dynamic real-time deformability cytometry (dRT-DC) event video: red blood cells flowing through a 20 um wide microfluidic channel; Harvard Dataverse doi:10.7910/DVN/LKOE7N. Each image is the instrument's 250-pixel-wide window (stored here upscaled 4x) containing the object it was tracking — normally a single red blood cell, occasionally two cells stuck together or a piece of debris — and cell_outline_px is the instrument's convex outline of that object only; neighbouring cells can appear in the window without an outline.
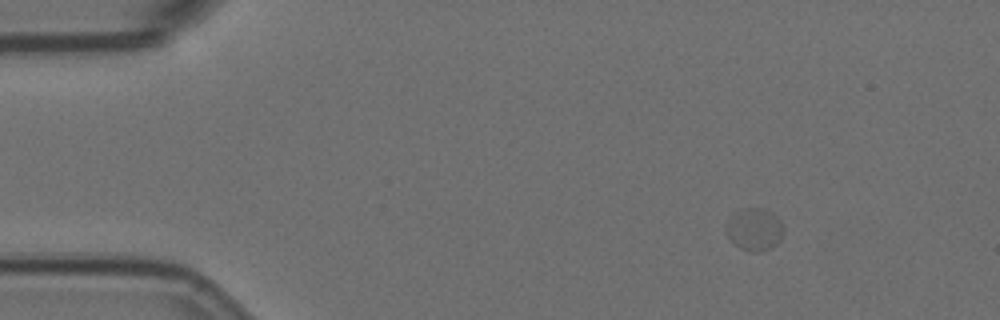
{"species": "Egyptian fruit bat (a non-hibernating species)", "species_latin": "Rousettus aegyptiacus", "temperature_condition": "room temperature", "stored_images_in_passage": 4, "camera_frame_rate_fps": 3000, "um_per_image_px": 0.085, "animal": {"sex": "female"}, "frame": {"image": 1, "passage_image": 1, "time_ms": 0.0, "image_size_px": [1000, 320], "cell_outline_px": [[784, 232], [780, 240], [772, 248], [760, 252], [752, 252], [740, 248], [732, 244], [724, 232], [724, 224], [728, 216], [732, 212], [740, 208], [764, 208], [772, 212], [780, 220], [784, 228]], "centroid_in_image_um": [64.06, 19.48], "position_along_channel_um": 20.9, "area_um2": 14.97}}
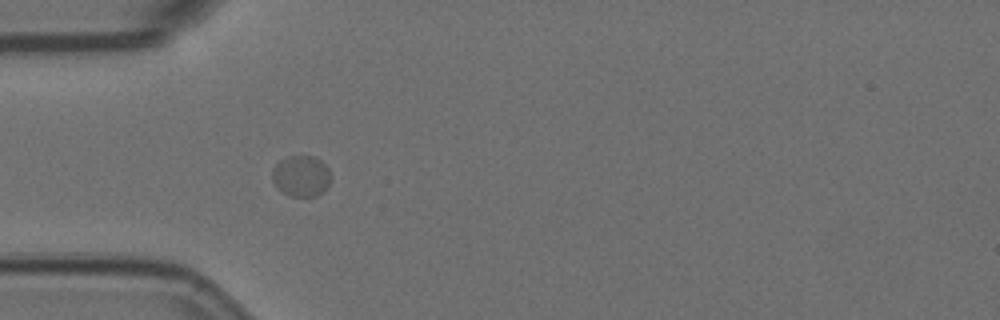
{"frame": {"image": 2, "passage_image": 4, "time_ms": 1.0, "image_size_px": [1000, 320], "cell_outline_px": [[332, 176], [328, 188], [324, 192], [316, 196], [292, 196], [284, 192], [272, 180], [272, 168], [280, 160], [288, 156], [312, 156], [320, 160], [328, 168]], "centroid_in_image_um": [25.64, 14.96], "position_along_channel_um": 59.4, "area_um2": 14.05}}